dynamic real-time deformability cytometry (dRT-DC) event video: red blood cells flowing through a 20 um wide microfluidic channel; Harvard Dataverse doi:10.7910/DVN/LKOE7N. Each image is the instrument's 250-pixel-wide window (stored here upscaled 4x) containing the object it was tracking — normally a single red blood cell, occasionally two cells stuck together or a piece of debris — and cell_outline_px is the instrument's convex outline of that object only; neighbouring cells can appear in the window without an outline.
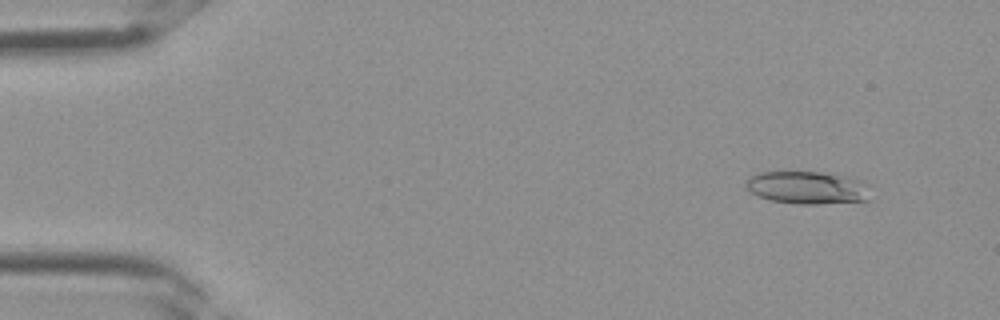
{"species": "Egyptian fruit bat (a non-hibernating species)", "species_latin": "Rousettus aegyptiacus", "temperature_condition": "room temperature", "stored_images_in_passage": 4, "camera_frame_rate_fps": 3000, "um_per_image_px": 0.085, "frame": {"image": 1, "passage_image": 4, "time_ms": 1.0, "image_size_px": [1000, 320], "cell_outline_px": [[868, 200], [816, 204], [800, 204], [772, 200], [760, 196], [752, 192], [744, 184], [752, 176], [760, 172], [820, 172], [844, 176], [860, 180], [864, 184]], "centroid_in_image_um": [68.58, 15.94], "position_along_channel_um": 16.4, "area_um2": 23.0}}